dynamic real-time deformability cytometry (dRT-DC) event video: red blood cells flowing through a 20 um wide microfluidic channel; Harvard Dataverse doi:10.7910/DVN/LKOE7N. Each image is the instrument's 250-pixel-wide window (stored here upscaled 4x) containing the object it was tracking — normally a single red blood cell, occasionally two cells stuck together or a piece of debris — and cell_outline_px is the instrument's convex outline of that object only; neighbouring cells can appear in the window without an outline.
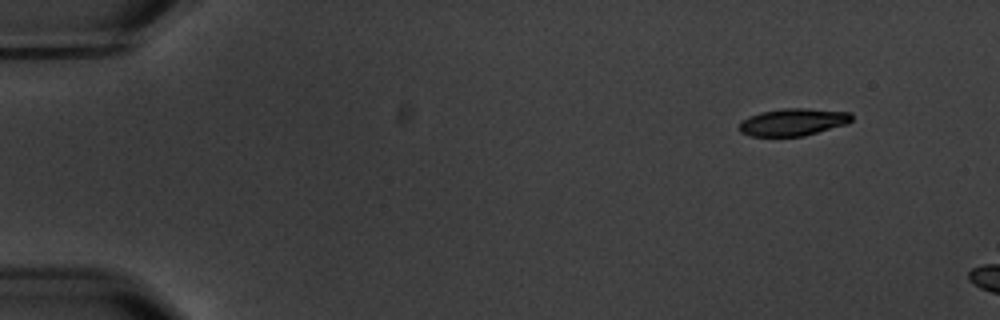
{"species": "common noctule bat (a hibernating species)", "species_latin": "Nyctalus noctula", "temperature_condition": "warm", "stored_images_in_passage": 4, "camera_frame_rate_fps": 3000, "um_per_image_px": 0.085, "animal": {"sex": "male", "body_mass_g": 20.1, "forearm_length_mm": 53.5}, "frame": {"image": 1, "passage_image": 2, "time_ms": 1.333, "image_size_px": [1000, 320], "cell_outline_px": [[852, 120], [848, 124], [804, 136], [752, 136], [740, 132], [736, 128], [740, 120], [748, 116], [760, 112], [784, 108], [808, 108], [852, 112]], "centroid_in_image_um": [67.39, 10.37], "position_along_channel_um": 17.6, "area_um2": 18.26}}